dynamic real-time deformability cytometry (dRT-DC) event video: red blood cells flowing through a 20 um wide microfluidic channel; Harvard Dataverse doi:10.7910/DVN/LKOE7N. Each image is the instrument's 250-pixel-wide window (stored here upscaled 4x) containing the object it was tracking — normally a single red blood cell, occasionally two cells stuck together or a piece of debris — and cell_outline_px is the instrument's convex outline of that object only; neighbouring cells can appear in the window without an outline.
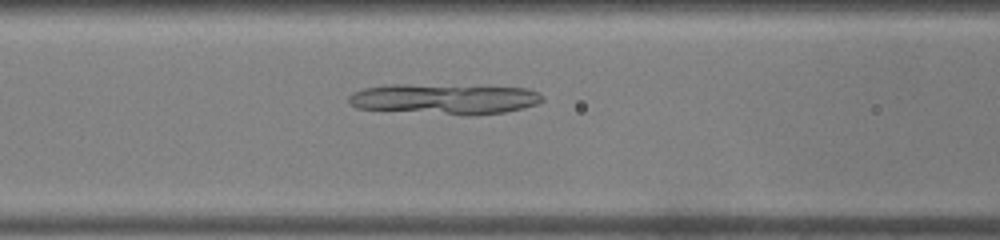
{"species": "common noctule bat (a hibernating species)", "species_latin": "Nyctalus noctula", "temperature_condition": "warm", "stored_images_in_passage": 41, "camera_frame_rate_fps": 3000, "um_per_image_px": 0.085, "animal": {"sex": "male", "body_mass_g": 19.0, "forearm_length_mm": 50.8}, "frame": {"image": 1, "passage_image": 14, "time_ms": 4.333, "image_size_px": [1000, 240], "cell_outline_px": [[544, 100], [536, 104], [524, 108], [504, 112], [472, 116], [468, 116], [356, 108], [348, 104], [348, 96], [352, 92], [364, 88], [388, 84], [408, 84], [528, 88], [540, 92], [544, 96]], "centroid_in_image_um": [37.78, 8.42], "position_along_channel_um": 128.8, "area_um2": 34.8}}
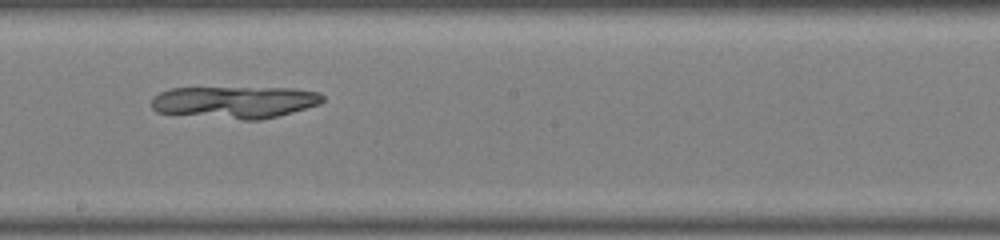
{"frame": {"image": 2, "passage_image": 21, "time_ms": 6.667, "image_size_px": [1000, 240], "cell_outline_px": [[324, 100], [320, 104], [292, 112], [260, 120], [244, 120], [156, 112], [152, 108], [152, 100], [160, 92], [172, 88], [292, 88], [320, 92], [324, 96]], "centroid_in_image_um": [20.0, 8.68], "position_along_channel_um": 228.2, "area_um2": 31.85}}
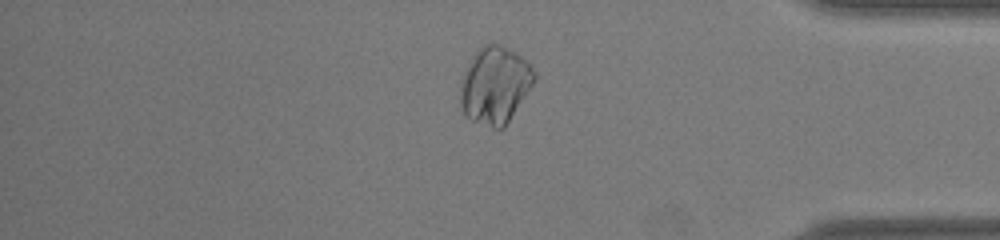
{"frame": {"image": 3, "passage_image": 34, "time_ms": 11.0, "image_size_px": [1000, 240], "cell_outline_px": [[536, 80], [504, 128], [492, 128], [472, 120], [464, 116], [460, 104], [460, 80], [472, 56], [484, 44], [500, 44], [516, 52], [536, 72]], "centroid_in_image_um": [42.05, 7.25], "position_along_channel_um": 393.1, "area_um2": 33.23}}